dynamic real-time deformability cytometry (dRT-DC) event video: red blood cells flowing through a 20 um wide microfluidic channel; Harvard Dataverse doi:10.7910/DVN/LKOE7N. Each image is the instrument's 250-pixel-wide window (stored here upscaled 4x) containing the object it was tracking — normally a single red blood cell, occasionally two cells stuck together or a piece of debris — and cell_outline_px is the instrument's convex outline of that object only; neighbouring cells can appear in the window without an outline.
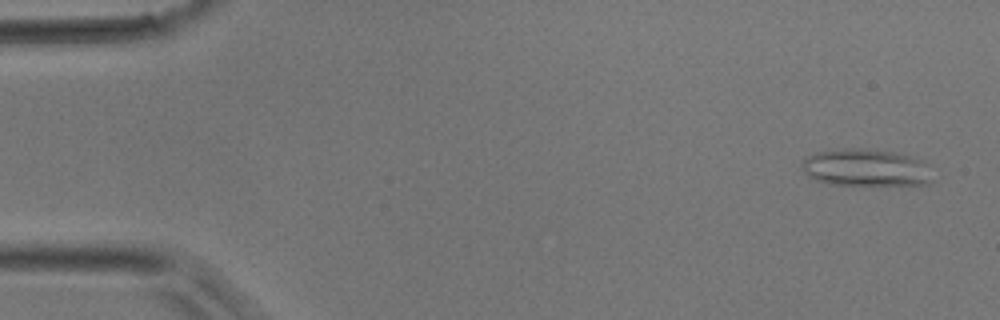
{"species": "common noctule bat (a hibernating species)", "species_latin": "Nyctalus noctula", "temperature_condition": "room temperature", "stored_images_in_passage": 3, "camera_frame_rate_fps": 3000, "um_per_image_px": 0.085, "animal": {"sex": "male", "body_mass_g": 17.9}, "frame": {"image": 1, "passage_image": 1, "time_ms": 0.0, "image_size_px": [1000, 320], "cell_outline_px": [[928, 184], [832, 184], [816, 180], [808, 176], [800, 168], [800, 164], [804, 156], [816, 152], [856, 148], [860, 148], [892, 152], [912, 156], [924, 160], [928, 164]], "centroid_in_image_um": [73.52, 14.23], "position_along_channel_um": 11.5, "area_um2": 27.98}}